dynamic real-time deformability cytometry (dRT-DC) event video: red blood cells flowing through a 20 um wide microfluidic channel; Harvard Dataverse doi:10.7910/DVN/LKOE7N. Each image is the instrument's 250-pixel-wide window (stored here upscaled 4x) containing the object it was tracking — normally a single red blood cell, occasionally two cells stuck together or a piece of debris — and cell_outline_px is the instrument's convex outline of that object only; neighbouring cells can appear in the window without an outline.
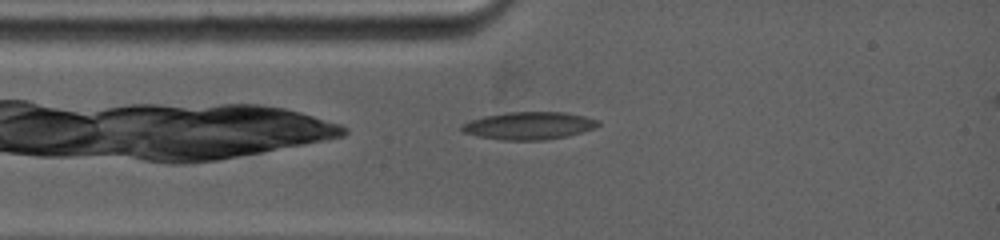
{"species": "common noctule bat (a hibernating species)", "species_latin": "Nyctalus noctula", "temperature_condition": "warm", "stored_images_in_passage": 27, "camera_frame_rate_fps": 5000, "um_per_image_px": 0.085, "animal": {"sex": "female", "body_mass_g": 19.0, "forearm_length_mm": 53.3}, "frame": {"image": 1, "passage_image": 1, "time_ms": 0.0, "image_size_px": [1000, 240], "cell_outline_px": [[600, 124], [596, 128], [568, 136], [544, 140], [500, 140], [476, 136], [464, 132], [460, 128], [460, 124], [484, 116], [504, 112], [564, 112], [584, 116], [600, 120]], "centroid_in_image_um": [44.97, 10.68], "position_along_channel_um": 40.0, "area_um2": 22.14}}
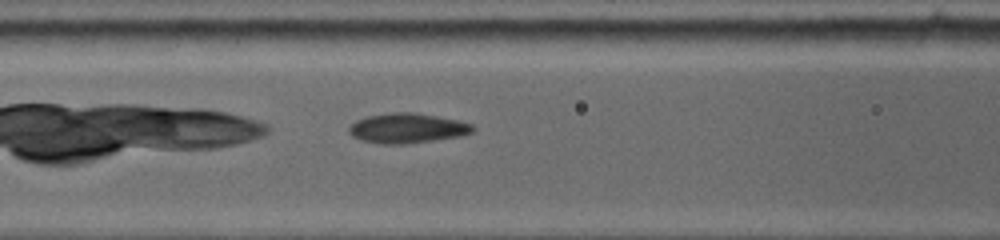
{"frame": {"image": 2, "passage_image": 12, "time_ms": 2.4, "image_size_px": [1000, 240], "cell_outline_px": [[476, 128], [472, 132], [464, 136], [408, 144], [380, 144], [360, 140], [352, 136], [348, 132], [348, 128], [356, 120], [368, 116], [392, 112], [416, 112], [460, 120], [472, 124]], "centroid_in_image_um": [34.65, 10.9], "position_along_channel_um": 131.9, "area_um2": 21.96}}
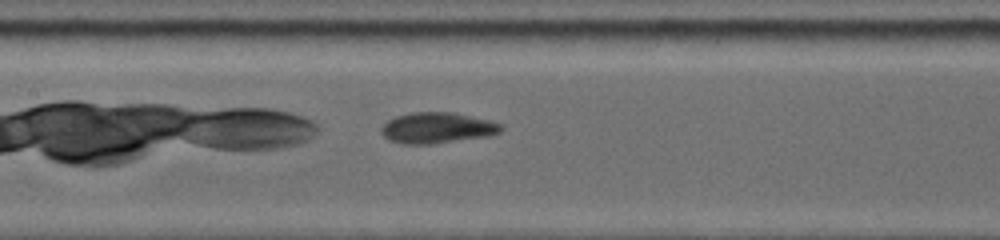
{"frame": {"image": 3, "passage_image": 17, "time_ms": 3.4, "image_size_px": [1000, 240], "cell_outline_px": [[504, 128], [500, 132], [492, 136], [432, 144], [404, 144], [388, 140], [380, 132], [380, 128], [388, 120], [396, 116], [412, 112], [452, 112], [488, 120], [500, 124]], "centroid_in_image_um": [37.15, 10.88], "position_along_channel_um": 170.2, "area_um2": 21.68}}